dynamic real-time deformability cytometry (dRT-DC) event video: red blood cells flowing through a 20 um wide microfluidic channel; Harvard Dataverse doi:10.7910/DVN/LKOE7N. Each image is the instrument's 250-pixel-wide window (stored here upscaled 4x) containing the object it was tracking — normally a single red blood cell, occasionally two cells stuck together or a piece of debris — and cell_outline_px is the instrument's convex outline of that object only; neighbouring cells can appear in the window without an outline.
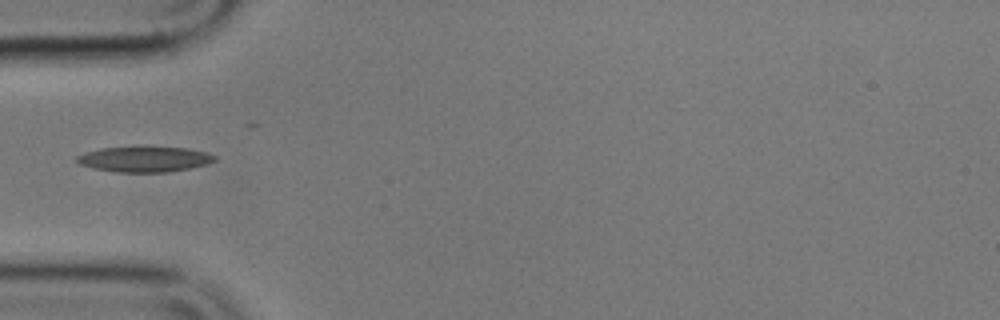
{"species": "common noctule bat (a hibernating species)", "species_latin": "Nyctalus noctula", "temperature_condition": "cold", "stored_images_in_passage": 21, "camera_frame_rate_fps": 3000, "um_per_image_px": 0.085, "animal": {"sex": "male", "body_mass_g": 17.9}, "frame": {"image": 1, "passage_image": 1, "time_ms": 0.0, "image_size_px": [1000, 320], "cell_outline_px": [[216, 160], [208, 164], [168, 172], [116, 172], [96, 168], [80, 164], [76, 160], [76, 156], [84, 152], [100, 148], [136, 144], [188, 148], [204, 152], [216, 156]], "centroid_in_image_um": [12.26, 13.48], "position_along_channel_um": 72.7, "area_um2": 21.21}}
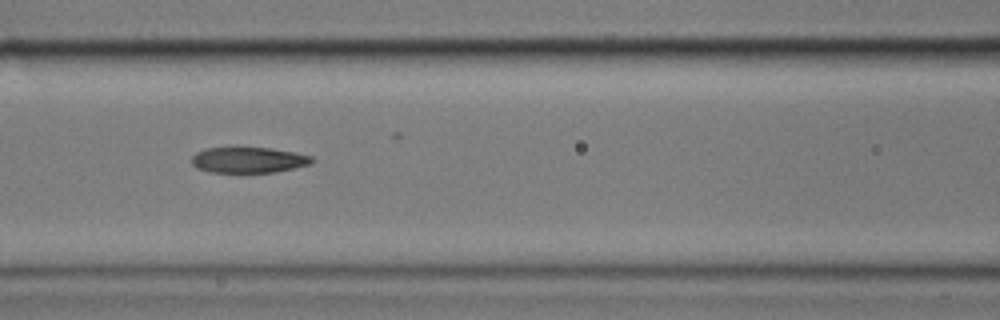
{"frame": {"image": 2, "passage_image": 7, "time_ms": 2.0, "image_size_px": [1000, 320], "cell_outline_px": [[316, 160], [312, 164], [276, 172], [208, 172], [196, 168], [192, 164], [192, 156], [196, 152], [208, 148], [272, 148], [296, 152], [312, 156]], "centroid_in_image_um": [21.17, 13.6], "position_along_channel_um": 145.4, "area_um2": 18.15}}
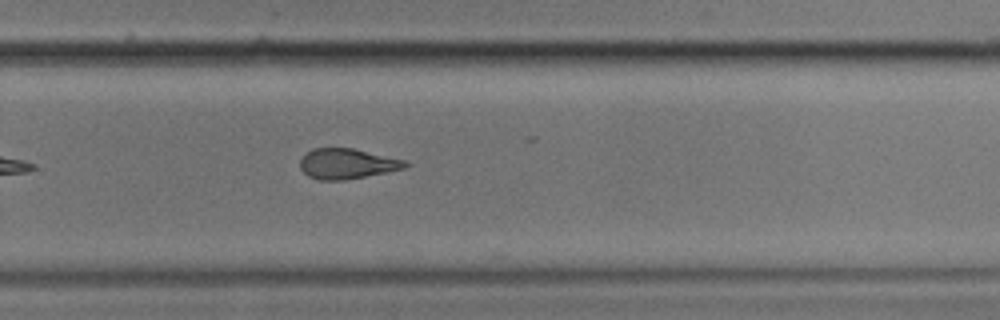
{"frame": {"image": 3, "passage_image": 20, "time_ms": 6.333, "image_size_px": [1000, 320], "cell_outline_px": [[408, 164], [404, 168], [388, 172], [344, 180], [320, 180], [308, 176], [300, 168], [300, 160], [308, 152], [316, 148], [352, 148], [404, 160]], "centroid_in_image_um": [29.48, 13.92], "position_along_channel_um": 300.3, "area_um2": 18.26}}